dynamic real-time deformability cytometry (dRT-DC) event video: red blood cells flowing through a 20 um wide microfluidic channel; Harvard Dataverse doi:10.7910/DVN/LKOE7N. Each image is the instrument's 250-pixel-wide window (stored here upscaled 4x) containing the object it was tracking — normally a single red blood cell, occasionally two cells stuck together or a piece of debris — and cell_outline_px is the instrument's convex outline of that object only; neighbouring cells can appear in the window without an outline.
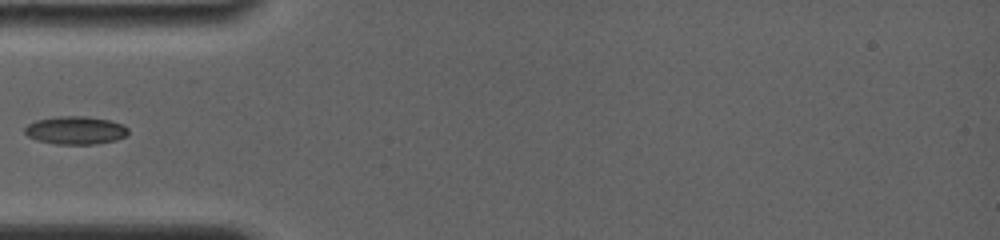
{"species": "common noctule bat (a hibernating species)", "species_latin": "Nyctalus noctula", "temperature_condition": "room temperature", "stored_images_in_passage": 4, "camera_frame_rate_fps": 4000, "um_per_image_px": 0.085, "animal": {"sex": "female", "body_mass_g": 19.0, "forearm_length_mm": 56.7}, "frame": {"image": 1, "passage_image": 1, "time_ms": 0.0, "image_size_px": [1000, 240], "cell_outline_px": [[128, 132], [124, 136], [116, 140], [96, 144], [56, 144], [40, 140], [28, 136], [24, 132], [24, 128], [28, 124], [36, 120], [56, 116], [88, 116], [112, 120], [128, 128]], "centroid_in_image_um": [6.42, 11.06], "position_along_channel_um": 78.6, "area_um2": 16.88}}